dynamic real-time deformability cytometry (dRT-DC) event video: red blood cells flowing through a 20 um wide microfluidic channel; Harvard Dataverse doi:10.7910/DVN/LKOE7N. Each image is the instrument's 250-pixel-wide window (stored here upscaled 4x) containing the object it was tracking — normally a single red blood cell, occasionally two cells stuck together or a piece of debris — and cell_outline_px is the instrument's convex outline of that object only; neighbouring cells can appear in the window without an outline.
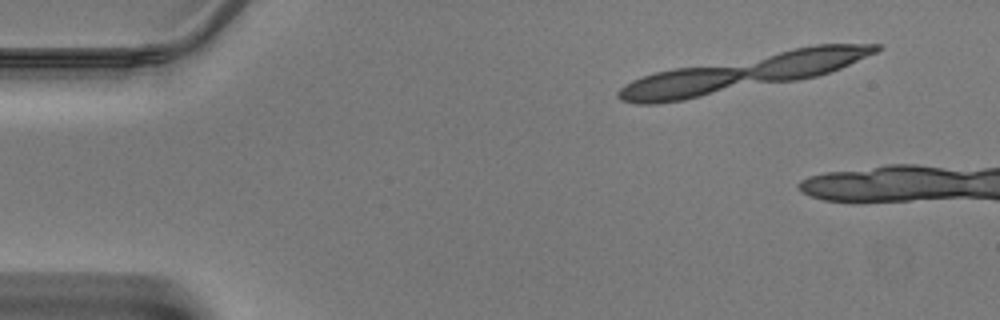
{"species": "Egyptian fruit bat (a non-hibernating species)", "species_latin": "Rousettus aegyptiacus", "temperature_condition": "warm", "stored_images_in_passage": 7, "camera_frame_rate_fps": 3000, "um_per_image_px": 0.085, "animal": {"sex": "male"}, "frame": {"image": 1, "passage_image": 1, "time_ms": 0.0, "image_size_px": [1000, 320], "cell_outline_px": [[744, 72], [740, 76], [716, 88], [692, 96], [668, 100], [632, 100], [620, 96], [620, 92], [632, 84], [640, 80], [664, 72], [692, 68], [728, 68]], "centroid_in_image_um": [57.75, 7.12], "position_along_channel_um": 27.2, "area_um2": 18.32}}